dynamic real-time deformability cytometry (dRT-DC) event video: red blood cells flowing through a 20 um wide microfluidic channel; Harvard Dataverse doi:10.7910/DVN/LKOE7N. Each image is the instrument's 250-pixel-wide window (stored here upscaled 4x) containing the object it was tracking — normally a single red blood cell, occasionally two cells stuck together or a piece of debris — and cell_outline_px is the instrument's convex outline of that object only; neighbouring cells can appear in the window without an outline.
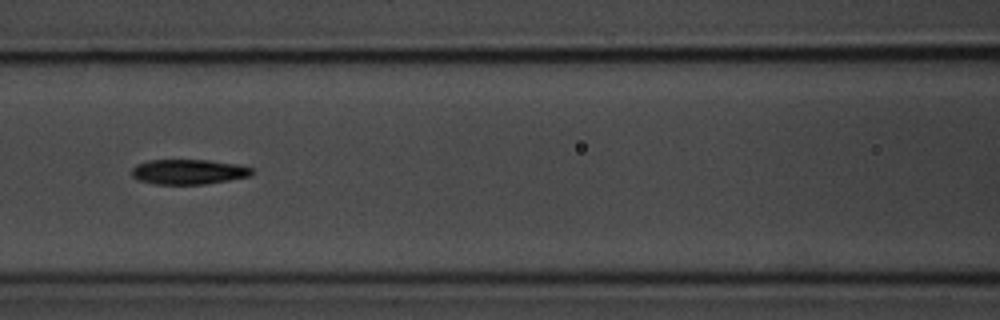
{"species": "common noctule bat (a hibernating species)", "species_latin": "Nyctalus noctula", "temperature_condition": "room temperature", "stored_images_in_passage": 38, "camera_frame_rate_fps": 3000, "um_per_image_px": 0.085, "animal": {"sex": "male", "body_mass_g": 20.1, "forearm_length_mm": 53.5}, "frame": {"image": 1, "passage_image": 12, "time_ms": 3.667, "image_size_px": [1000, 320], "cell_outline_px": [[252, 172], [248, 176], [228, 180], [204, 184], [152, 184], [140, 180], [132, 176], [132, 168], [136, 164], [148, 160], [208, 160], [236, 164], [252, 168]], "centroid_in_image_um": [15.97, 14.6], "position_along_channel_um": 150.6, "area_um2": 17.34}, "authors_computed_cell_mechanics": {"area_um2": 17.5134, "velocity_mm_per_s": 3.7196, "shape_relaxation_time_tau1_ms": 2.6092, "shape_relaxation_time_tau2_ms": 3.7638, "deformation_change_tau1": 0.1654, "deformation_change_tau2": 0.1242}}